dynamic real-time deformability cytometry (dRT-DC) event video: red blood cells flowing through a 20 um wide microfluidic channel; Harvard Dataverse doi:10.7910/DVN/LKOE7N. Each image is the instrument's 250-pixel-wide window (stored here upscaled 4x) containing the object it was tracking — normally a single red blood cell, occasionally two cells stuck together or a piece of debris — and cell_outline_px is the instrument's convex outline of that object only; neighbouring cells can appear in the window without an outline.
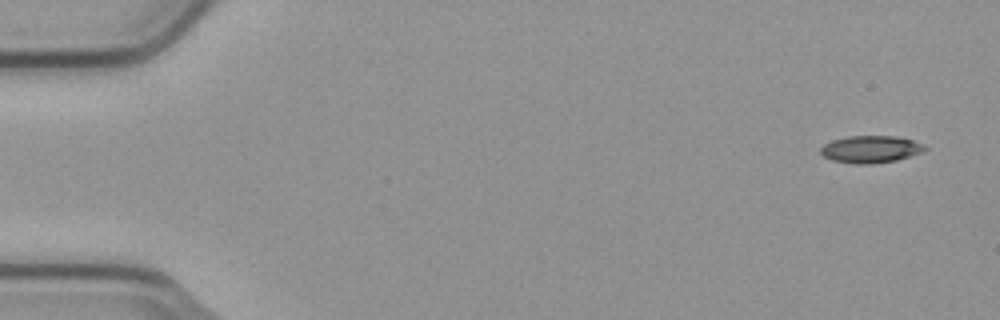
{"species": "common noctule bat (a hibernating species)", "species_latin": "Nyctalus noctula", "temperature_condition": "cold", "stored_images_in_passage": 5, "camera_frame_rate_fps": 3000, "um_per_image_px": 0.085, "animal": {"sex": "male", "body_mass_g": 23.1, "forearm_length_mm": 52.7}, "frame": {"image": 1, "passage_image": 1, "time_ms": 0.0, "image_size_px": [1000, 320], "cell_outline_px": [[928, 148], [924, 152], [896, 160], [872, 164], [856, 164], [832, 160], [824, 156], [820, 152], [820, 148], [824, 144], [832, 140], [848, 136], [896, 136], [912, 140], [924, 144]], "centroid_in_image_um": [74.03, 12.68], "position_along_channel_um": 11.0, "area_um2": 16.59}}
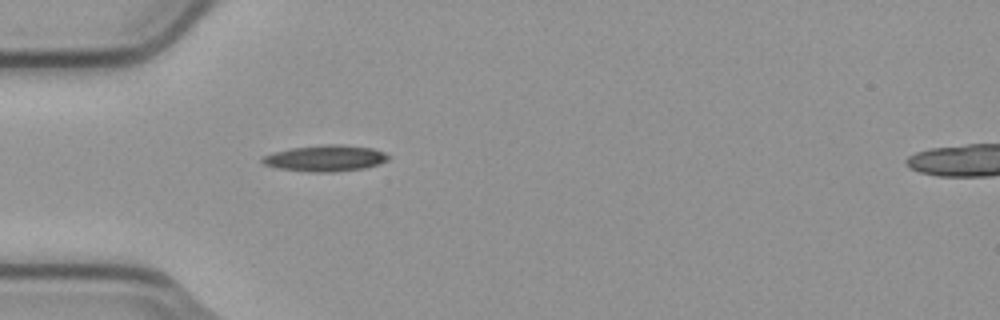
{"frame": {"image": 2, "passage_image": 5, "time_ms": 1.333, "image_size_px": [1000, 320], "cell_outline_px": [[388, 160], [364, 168], [336, 172], [308, 172], [276, 168], [264, 164], [260, 160], [264, 156], [272, 152], [292, 148], [324, 144], [340, 144], [372, 148], [384, 152], [388, 156]], "centroid_in_image_um": [27.62, 13.45], "position_along_channel_um": 57.4, "area_um2": 19.25}}